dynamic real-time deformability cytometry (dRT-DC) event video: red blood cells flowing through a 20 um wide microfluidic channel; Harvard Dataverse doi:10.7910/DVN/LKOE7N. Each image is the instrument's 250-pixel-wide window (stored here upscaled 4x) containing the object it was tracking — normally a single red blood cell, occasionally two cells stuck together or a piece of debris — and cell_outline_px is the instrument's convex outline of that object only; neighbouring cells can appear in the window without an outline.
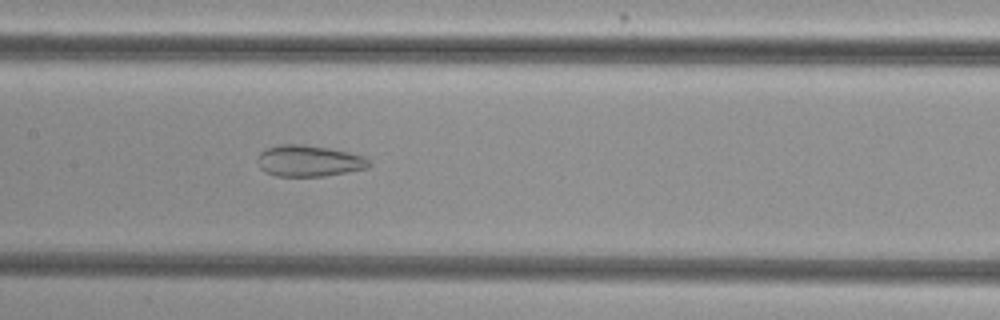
{"species": "common noctule bat (a hibernating species)", "species_latin": "Nyctalus noctula", "temperature_condition": "cold", "stored_images_in_passage": 42, "camera_frame_rate_fps": 3000, "um_per_image_px": 0.085, "animal": {"sex": "female", "body_mass_g": 29.2, "forearm_length_mm": 56.3}, "frame": {"image": 1, "passage_image": 15, "time_ms": 4.667, "image_size_px": [1000, 320], "cell_outline_px": [[372, 164], [368, 168], [324, 176], [276, 176], [264, 172], [260, 168], [256, 160], [260, 152], [268, 148], [280, 144], [300, 144], [328, 148], [348, 152], [364, 156], [372, 160]], "centroid_in_image_um": [26.27, 13.68], "position_along_channel_um": 181.1, "area_um2": 20.46}}
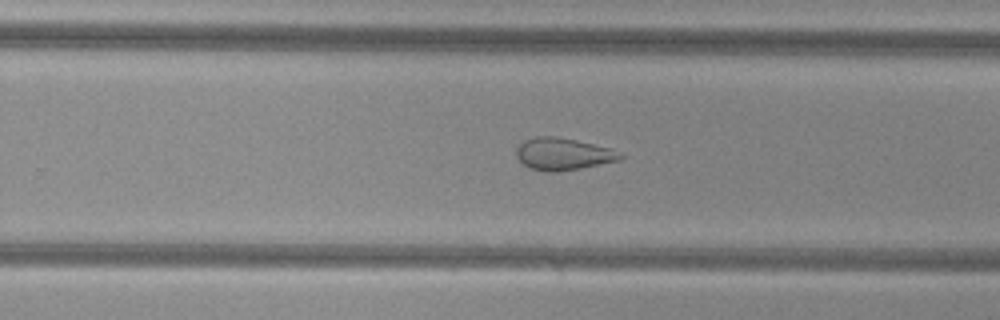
{"frame": {"image": 2, "passage_image": 23, "time_ms": 7.333, "image_size_px": [1000, 320], "cell_outline_px": [[624, 156], [620, 160], [580, 168], [556, 172], [548, 172], [528, 168], [516, 156], [516, 148], [524, 140], [536, 136], [556, 136], [576, 140], [612, 148]], "centroid_in_image_um": [47.85, 13.08], "position_along_channel_um": 282.0, "area_um2": 19.48}}
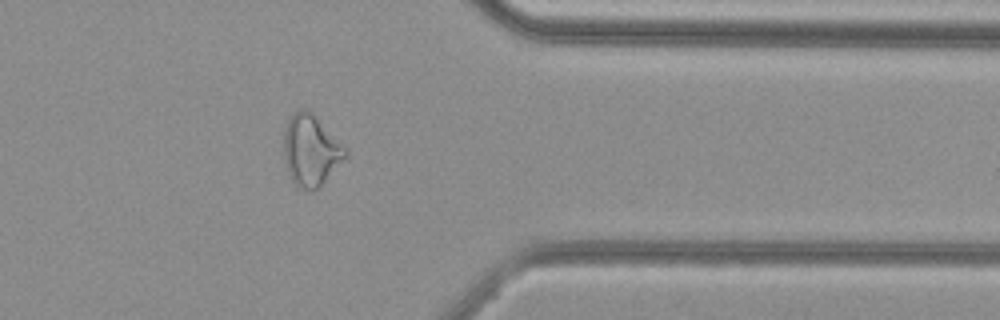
{"frame": {"image": 3, "passage_image": 32, "time_ms": 10.333, "image_size_px": [1000, 320], "cell_outline_px": [[348, 156], [320, 188], [296, 188], [288, 172], [284, 160], [284, 128], [288, 120], [300, 108], [308, 108], [316, 116], [348, 152]], "centroid_in_image_um": [26.41, 12.79], "position_along_channel_um": 385.0, "area_um2": 25.43}, "authors_computed_cell_mechanics": {"area_um2": 24.7673, "velocity_mm_per_s": 3.7874, "shape_relaxation_time_tau1_ms": null, "shape_relaxation_time_tau2_ms": 2.2734, "deformation_change_tau1": null, "deformation_change_tau2": 0.0982}}